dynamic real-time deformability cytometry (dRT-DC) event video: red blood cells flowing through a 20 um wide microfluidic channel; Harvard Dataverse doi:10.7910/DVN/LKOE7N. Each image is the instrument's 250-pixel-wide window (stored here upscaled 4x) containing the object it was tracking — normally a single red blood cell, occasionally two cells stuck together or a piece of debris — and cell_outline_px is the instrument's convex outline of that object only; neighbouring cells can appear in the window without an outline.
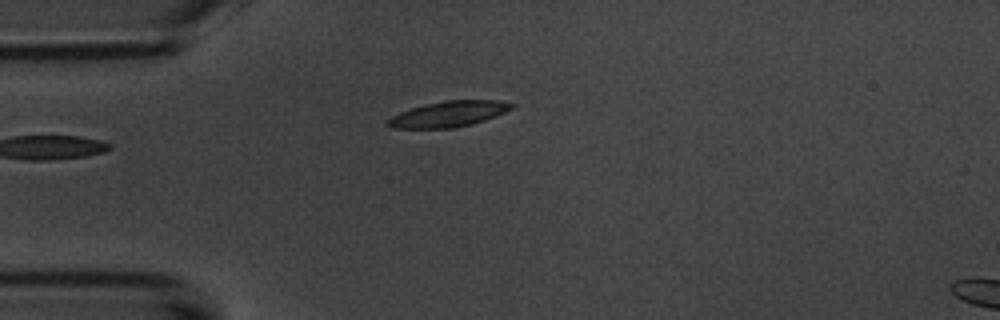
{"species": "common noctule bat (a hibernating species)", "species_latin": "Nyctalus noctula", "temperature_condition": "room temperature", "stored_images_in_passage": 8, "camera_frame_rate_fps": 3000, "um_per_image_px": 0.085, "animal": {"sex": "male", "body_mass_g": 20.1, "forearm_length_mm": 53.5}, "frame": {"image": 1, "passage_image": 1, "time_ms": 0.0, "image_size_px": [1000, 320], "cell_outline_px": [[516, 104], [512, 108], [496, 116], [472, 124], [452, 128], [392, 128], [384, 124], [392, 116], [400, 112], [424, 104], [444, 100], [496, 100]], "centroid_in_image_um": [38.12, 9.69], "position_along_channel_um": 46.9, "area_um2": 18.5}}
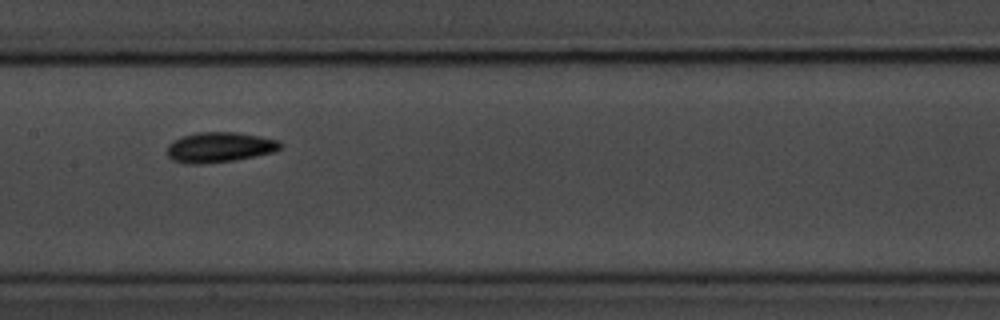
{"frame": {"image": 2, "passage_image": 5, "time_ms": 4.333, "image_size_px": [1000, 320], "cell_outline_px": [[284, 144], [280, 148], [272, 152], [256, 156], [236, 160], [204, 164], [184, 164], [172, 160], [164, 152], [168, 144], [172, 140], [196, 132], [236, 132], [260, 136], [280, 140]], "centroid_in_image_um": [18.62, 12.52], "position_along_channel_um": 188.8, "area_um2": 20.35}}
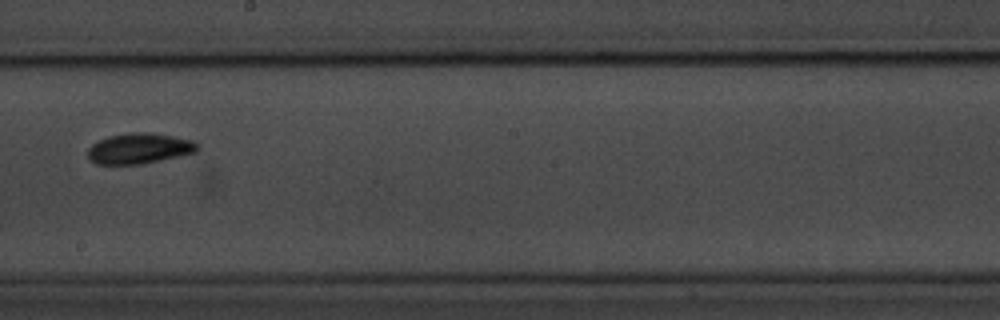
{"frame": {"image": 3, "passage_image": 6, "time_ms": 5.667, "image_size_px": [1000, 320], "cell_outline_px": [[200, 148], [196, 152], [180, 156], [140, 164], [96, 164], [88, 156], [88, 148], [92, 144], [108, 136], [128, 132], [148, 132], [172, 136], [192, 140], [200, 144]], "centroid_in_image_um": [11.87, 12.61], "position_along_channel_um": 236.3, "area_um2": 19.54}}